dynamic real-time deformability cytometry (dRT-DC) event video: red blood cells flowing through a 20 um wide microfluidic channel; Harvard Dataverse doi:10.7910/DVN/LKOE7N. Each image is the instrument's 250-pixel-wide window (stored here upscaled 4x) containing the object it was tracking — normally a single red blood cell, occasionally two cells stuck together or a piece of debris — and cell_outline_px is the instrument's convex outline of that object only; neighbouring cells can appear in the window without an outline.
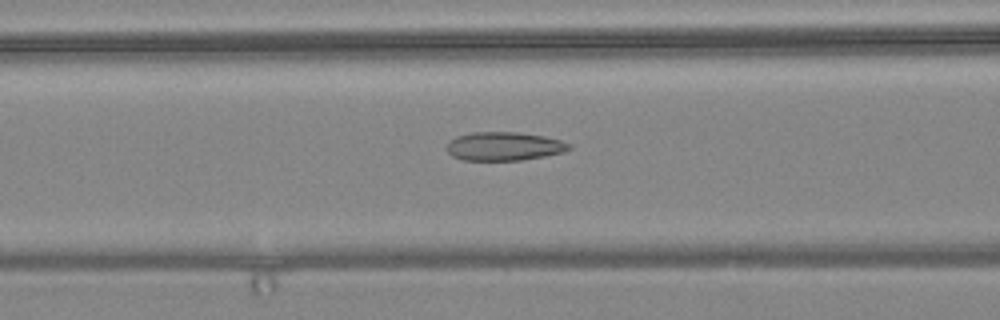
{"species": "common noctule bat (a hibernating species)", "species_latin": "Nyctalus noctula", "temperature_condition": "warm", "stored_images_in_passage": 46, "camera_frame_rate_fps": 3000, "um_per_image_px": 0.085, "animal": {"sex": "female", "body_mass_g": 24.6, "forearm_length_mm": 56.2}, "frame": {"image": 1, "passage_image": 12, "time_ms": 3.667, "image_size_px": [1000, 320], "cell_outline_px": [[572, 148], [564, 152], [544, 156], [520, 160], [460, 160], [452, 156], [448, 152], [448, 140], [456, 136], [472, 132], [516, 132], [544, 136], [560, 140], [572, 144]], "centroid_in_image_um": [42.84, 12.43], "position_along_channel_um": 123.8, "area_um2": 20.46}}
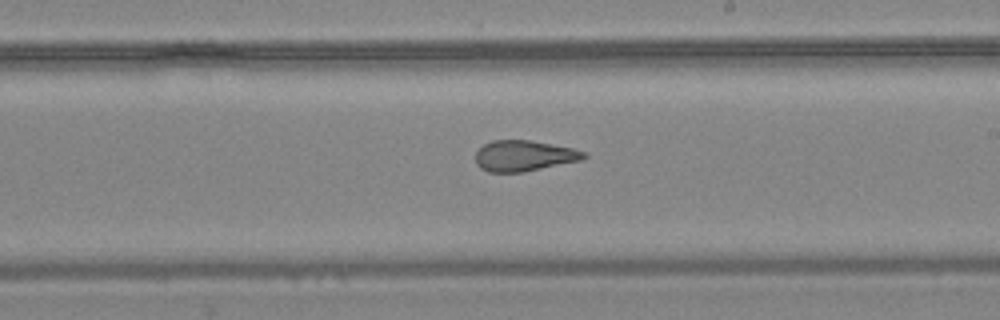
{"frame": {"image": 2, "passage_image": 22, "time_ms": 7.0, "image_size_px": [1000, 320], "cell_outline_px": [[588, 156], [580, 160], [524, 172], [488, 172], [480, 168], [476, 164], [476, 152], [484, 144], [492, 140], [528, 140], [572, 148], [588, 152]], "centroid_in_image_um": [44.53, 13.24], "position_along_channel_um": 244.5, "area_um2": 19.36}}
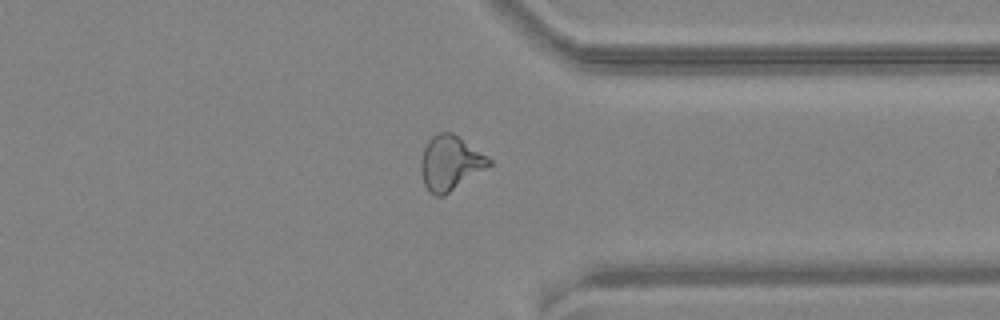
{"frame": {"image": 3, "passage_image": 33, "time_ms": 10.667, "image_size_px": [1000, 320], "cell_outline_px": [[492, 164], [444, 196], [436, 196], [428, 192], [424, 184], [420, 172], [420, 160], [424, 148], [428, 140], [432, 136], [440, 132], [452, 132], [488, 156], [492, 160]], "centroid_in_image_um": [38.24, 13.86], "position_along_channel_um": 373.2, "area_um2": 21.73}, "authors_computed_cell_mechanics": {"area_um2": 21.0392, "velocity_mm_per_s": 3.62, "shape_relaxation_time_tau1_ms": null, "shape_relaxation_time_tau2_ms": 1.8884, "deformation_change_tau1": null, "deformation_change_tau2": 0.099}}